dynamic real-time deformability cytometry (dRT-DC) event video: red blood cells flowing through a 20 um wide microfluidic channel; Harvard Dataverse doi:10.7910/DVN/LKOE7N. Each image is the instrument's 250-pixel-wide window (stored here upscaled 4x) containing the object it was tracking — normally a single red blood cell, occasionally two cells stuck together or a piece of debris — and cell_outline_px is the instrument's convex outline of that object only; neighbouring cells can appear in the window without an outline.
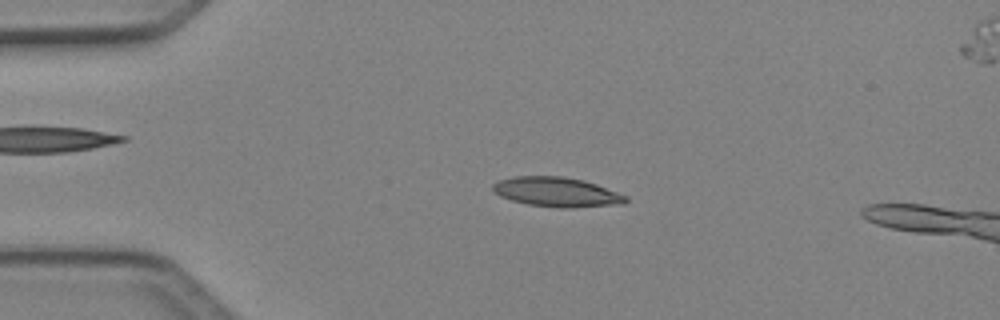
{"species": "Egyptian fruit bat (a non-hibernating species)", "species_latin": "Rousettus aegyptiacus", "temperature_condition": "cold", "stored_images_in_passage": 48, "camera_frame_rate_fps": 3000, "um_per_image_px": 0.085, "animal": {"sex": "female"}, "frame": {"image": 1, "passage_image": 11, "time_ms": 3.333, "image_size_px": [1000, 320], "cell_outline_px": [[628, 200], [624, 204], [572, 208], [560, 208], [528, 204], [512, 200], [500, 196], [492, 188], [492, 184], [500, 180], [512, 176], [564, 176], [584, 180], [596, 184], [628, 196]], "centroid_in_image_um": [47.36, 16.32], "position_along_channel_um": 37.6, "area_um2": 23.0}}
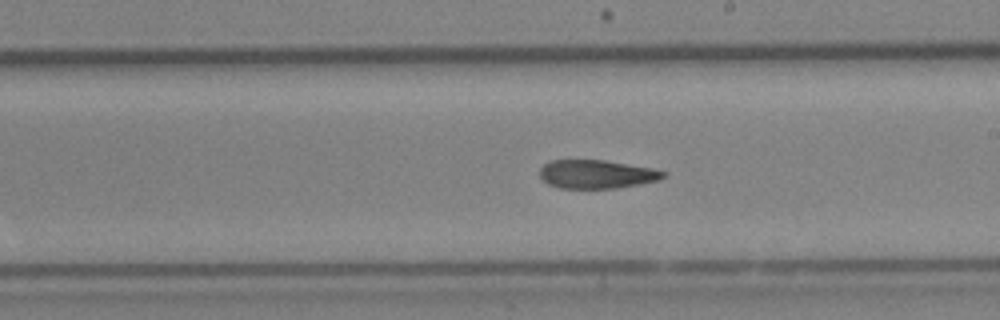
{"frame": {"image": 2, "passage_image": 28, "time_ms": 9.0, "image_size_px": [1000, 320], "cell_outline_px": [[668, 176], [660, 180], [616, 188], [560, 188], [548, 184], [540, 176], [540, 168], [544, 164], [552, 160], [604, 160], [652, 168], [668, 172]], "centroid_in_image_um": [50.75, 14.8], "position_along_channel_um": 238.2, "area_um2": 20.58}}
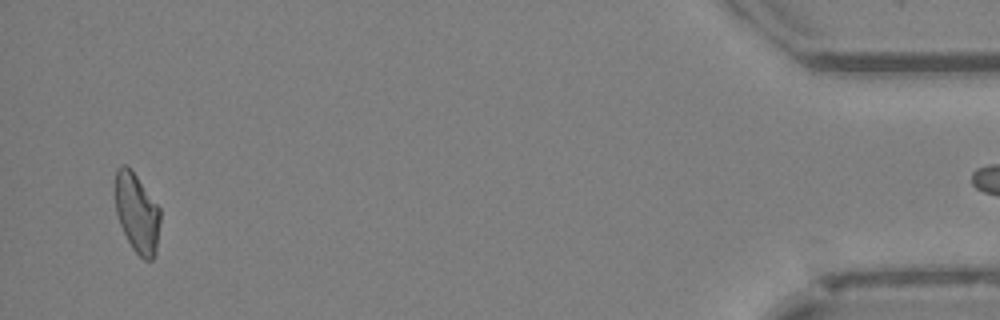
{"frame": {"image": 3, "passage_image": 47, "time_ms": 15.333, "image_size_px": [1000, 320], "cell_outline_px": [[160, 220], [156, 252], [152, 260], [144, 260], [132, 248], [120, 224], [116, 212], [116, 168], [120, 164], [124, 164], [136, 176], [160, 208]], "centroid_in_image_um": [11.65, 18.13], "position_along_channel_um": 423.5, "area_um2": 20.46}}